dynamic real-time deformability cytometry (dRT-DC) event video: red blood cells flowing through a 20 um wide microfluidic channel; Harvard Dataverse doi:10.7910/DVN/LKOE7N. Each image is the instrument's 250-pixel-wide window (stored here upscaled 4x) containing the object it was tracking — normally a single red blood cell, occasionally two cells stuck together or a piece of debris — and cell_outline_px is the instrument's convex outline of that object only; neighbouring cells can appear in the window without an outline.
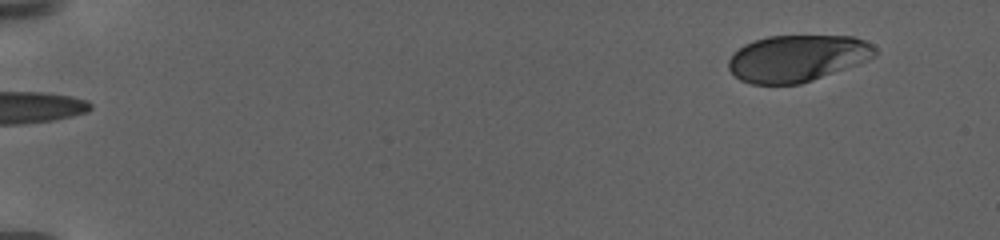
{"species": "human", "species_latin": "Homo sapiens", "temperature_condition": "warm", "stored_images_in_passage": 58, "camera_frame_rate_fps": 3000, "um_per_image_px": 0.085, "donor": {"sex": "female"}, "frame": {"image": 1, "passage_image": 1, "time_ms": 0.0, "image_size_px": [1000, 240], "cell_outline_px": [[876, 52], [868, 60], [812, 80], [800, 84], [752, 84], [740, 80], [728, 68], [728, 60], [744, 44], [768, 36], [852, 36], [864, 40], [872, 44], [876, 48]], "centroid_in_image_um": [67.76, 4.95], "position_along_channel_um": 17.2, "area_um2": 39.48}}
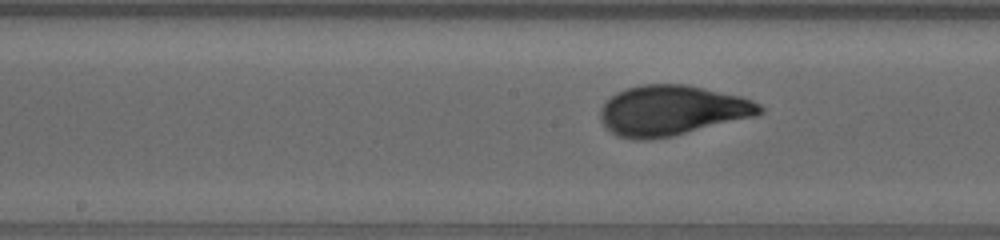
{"frame": {"image": 2, "passage_image": 30, "time_ms": 11.333, "image_size_px": [1000, 240], "cell_outline_px": [[764, 112], [756, 116], [672, 136], [648, 140], [632, 140], [616, 136], [600, 120], [600, 108], [616, 92], [640, 84], [688, 84], [740, 96], [752, 100], [760, 104], [764, 108]], "centroid_in_image_um": [57.12, 9.39], "position_along_channel_um": 191.1, "area_um2": 46.7}}
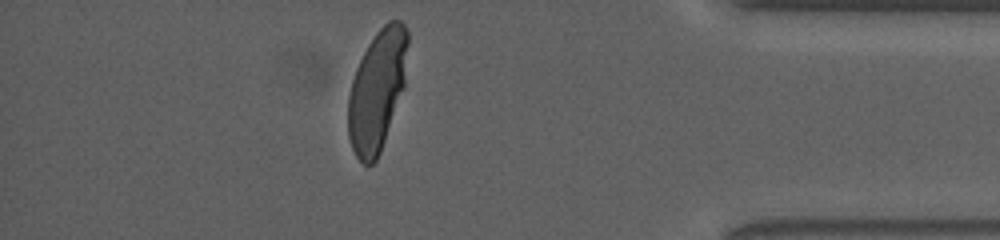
{"frame": {"image": 3, "passage_image": 51, "time_ms": 19.667, "image_size_px": [1000, 240], "cell_outline_px": [[408, 44], [404, 88], [380, 152], [376, 160], [372, 164], [364, 164], [356, 156], [352, 148], [348, 136], [348, 96], [352, 80], [356, 68], [368, 44], [376, 32], [388, 20], [400, 20], [404, 24], [408, 32]], "centroid_in_image_um": [32.06, 7.66], "position_along_channel_um": 403.1, "area_um2": 41.96}, "authors_computed_cell_mechanics": {"area_um2": 43.2055, "velocity_mm_per_s": 2.8855, "shape_relaxation_time_tau1_ms": 5.6833, "shape_relaxation_time_tau2_ms": null, "deformation_change_tau1": 0.1995, "deformation_change_tau2": null}}